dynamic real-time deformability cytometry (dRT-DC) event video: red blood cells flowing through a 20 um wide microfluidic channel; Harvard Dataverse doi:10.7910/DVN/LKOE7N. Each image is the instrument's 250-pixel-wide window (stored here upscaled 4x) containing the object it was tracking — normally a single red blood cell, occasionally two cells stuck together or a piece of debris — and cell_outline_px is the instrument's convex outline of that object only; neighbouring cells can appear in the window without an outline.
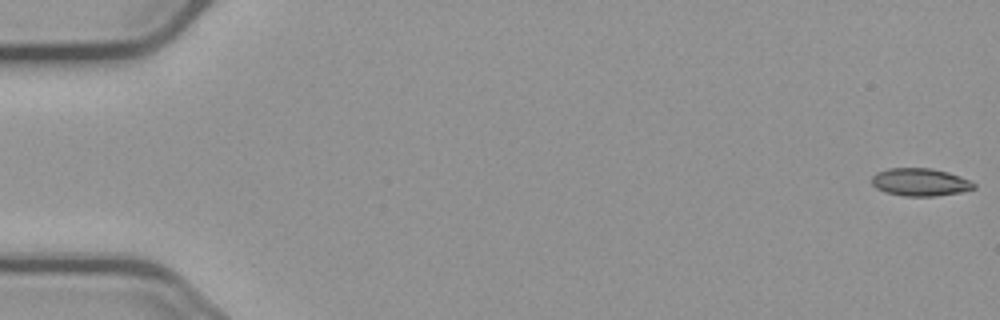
{"species": "common noctule bat (a hibernating species)", "species_latin": "Nyctalus noctula", "temperature_condition": "cold", "stored_images_in_passage": 56, "camera_frame_rate_fps": 3000, "um_per_image_px": 0.085, "animal": {"sex": "male", "body_mass_g": 23.1, "forearm_length_mm": 52.7}, "frame": {"image": 1, "passage_image": 1, "time_ms": 0.0, "image_size_px": [1000, 320], "cell_outline_px": [[976, 188], [960, 192], [936, 196], [904, 196], [888, 192], [876, 188], [872, 184], [872, 176], [876, 172], [888, 168], [932, 168], [948, 172], [960, 176], [976, 184]], "centroid_in_image_um": [78.21, 15.47], "position_along_channel_um": 6.8, "area_um2": 16.47}}
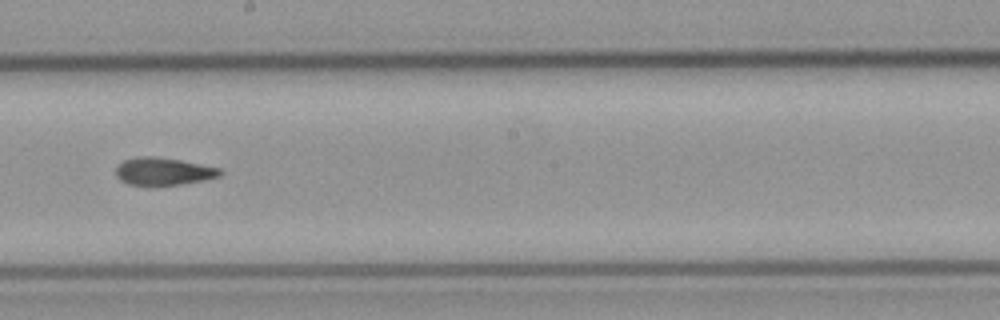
{"frame": {"image": 2, "passage_image": 32, "time_ms": 10.333, "image_size_px": [1000, 320], "cell_outline_px": [[224, 172], [220, 176], [204, 180], [180, 184], [152, 188], [148, 188], [128, 184], [120, 180], [116, 176], [116, 168], [124, 160], [136, 156], [152, 156], [180, 160], [220, 168]], "centroid_in_image_um": [13.85, 14.61], "position_along_channel_um": 234.3, "area_um2": 17.28}}
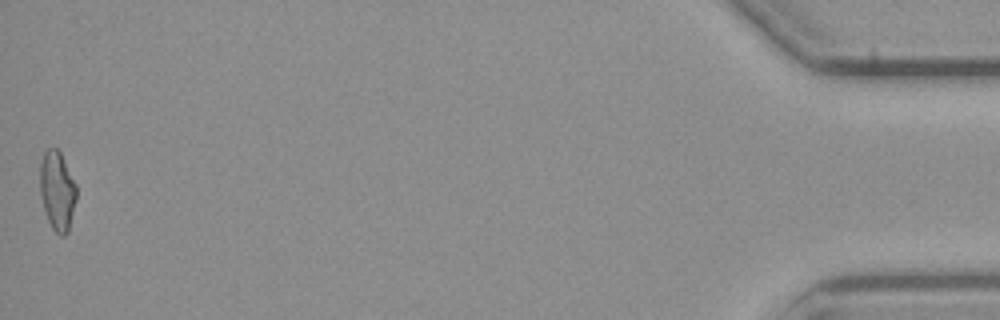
{"frame": {"image": 3, "passage_image": 56, "time_ms": 18.333, "image_size_px": [1000, 320], "cell_outline_px": [[76, 200], [68, 232], [64, 236], [60, 236], [52, 228], [48, 220], [40, 196], [40, 164], [44, 152], [48, 148], [56, 148], [60, 152], [76, 184]], "centroid_in_image_um": [4.86, 16.22], "position_along_channel_um": 430.3, "area_um2": 16.76}, "authors_computed_cell_mechanics": {"area_um2": 16.8487, "velocity_mm_per_s": 3.7123, "shape_relaxation_time_tau1_ms": 6.1006, "shape_relaxation_time_tau2_ms": 4.6841, "deformation_change_tau1": 0.1426, "deformation_change_tau2": 0.1276}}